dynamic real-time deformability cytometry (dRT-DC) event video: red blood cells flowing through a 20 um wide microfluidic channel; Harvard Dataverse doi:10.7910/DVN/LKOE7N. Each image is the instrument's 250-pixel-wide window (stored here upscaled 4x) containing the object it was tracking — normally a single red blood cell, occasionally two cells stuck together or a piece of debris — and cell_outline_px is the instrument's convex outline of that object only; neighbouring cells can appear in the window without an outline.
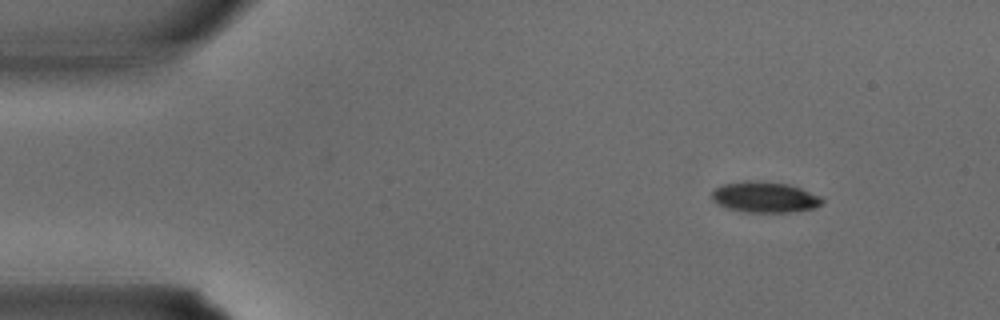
{"species": "common noctule bat (a hibernating species)", "species_latin": "Nyctalus noctula", "temperature_condition": "warm", "stored_images_in_passage": 32, "segment_of_instrument_passage": [1, 2], "camera_frame_rate_fps": 3000, "um_per_image_px": 0.085, "animal": {"sex": "male", "body_mass_g": 15.6}, "frame": {"image": 1, "passage_image": 1, "time_ms": 0.0, "image_size_px": [1000, 320], "cell_outline_px": [[824, 204], [816, 208], [788, 212], [744, 212], [728, 208], [712, 200], [712, 192], [716, 188], [724, 184], [744, 180], [748, 180], [788, 184], [800, 188], [820, 196], [824, 200]], "centroid_in_image_um": [65.03, 16.76], "position_along_channel_um": 20.0, "area_um2": 19.71}}
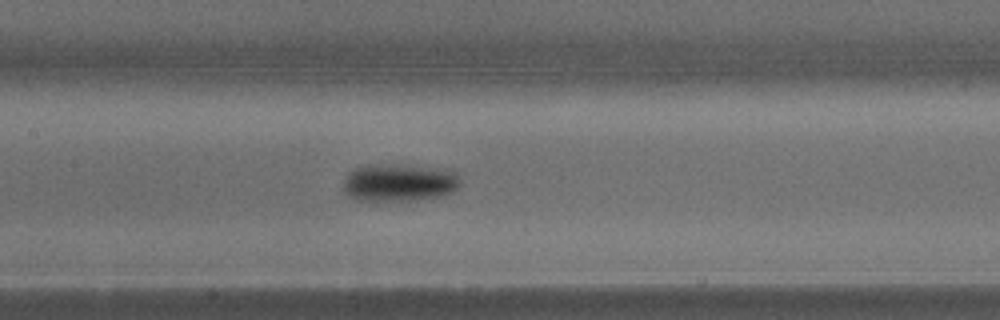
{"frame": {"image": 2, "passage_image": 13, "time_ms": 4.0, "image_size_px": [1000, 320], "cell_outline_px": [[460, 184], [452, 192], [440, 196], [412, 200], [356, 200], [348, 196], [344, 192], [344, 176], [348, 172], [356, 168], [404, 164], [408, 164], [452, 168], [456, 172], [460, 180]], "centroid_in_image_um": [33.99, 15.5], "position_along_channel_um": 173.4, "area_um2": 25.78}}
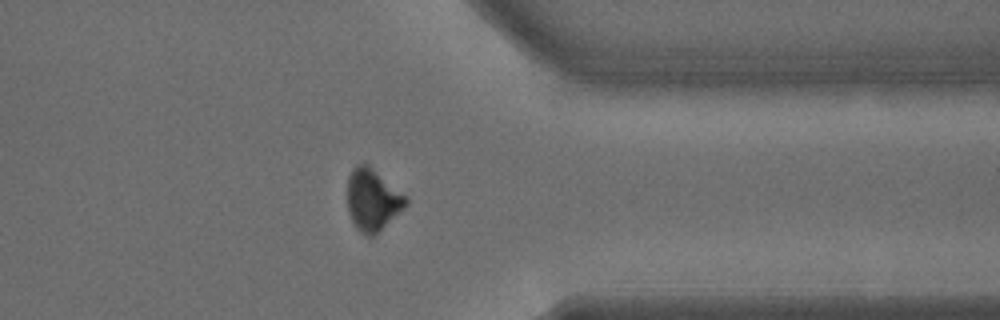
{"frame": {"image": 3, "passage_image": 24, "time_ms": 7.667, "image_size_px": [1000, 320], "cell_outline_px": [[408, 204], [404, 208], [372, 236], [368, 236], [360, 232], [356, 228], [348, 212], [348, 176], [352, 168], [356, 164], [368, 164], [408, 196]], "centroid_in_image_um": [31.67, 16.95], "position_along_channel_um": 379.7, "area_um2": 20.98}}